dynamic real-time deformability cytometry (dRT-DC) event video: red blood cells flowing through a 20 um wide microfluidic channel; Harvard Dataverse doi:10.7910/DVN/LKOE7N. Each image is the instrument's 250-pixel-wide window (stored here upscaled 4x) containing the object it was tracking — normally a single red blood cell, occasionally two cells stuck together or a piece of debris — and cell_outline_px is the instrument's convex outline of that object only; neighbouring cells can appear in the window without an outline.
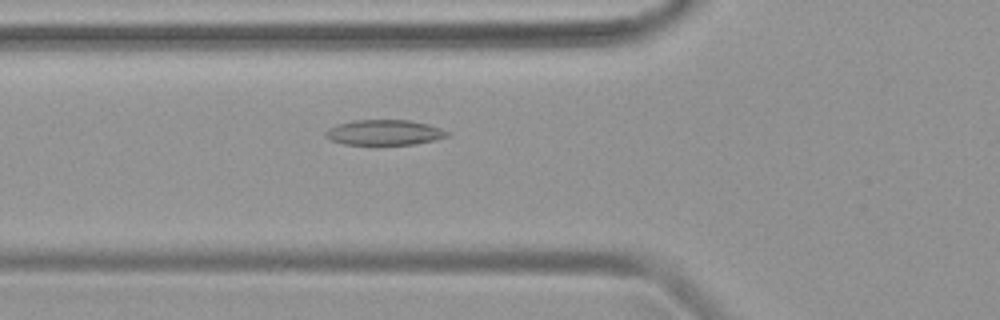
{"species": "common noctule bat (a hibernating species)", "species_latin": "Nyctalus noctula", "temperature_condition": "warm", "stored_images_in_passage": 45, "camera_frame_rate_fps": 3000, "um_per_image_px": 0.085, "animal": {"sex": "female", "body_mass_g": 19.9}, "frame": {"image": 1, "passage_image": 15, "time_ms": 4.667, "image_size_px": [1000, 320], "cell_outline_px": [[452, 132], [448, 136], [416, 144], [344, 144], [332, 140], [324, 136], [324, 132], [328, 128], [336, 124], [352, 120], [408, 120], [428, 124]], "centroid_in_image_um": [32.65, 11.25], "position_along_channel_um": 93.2, "area_um2": 17.92}}
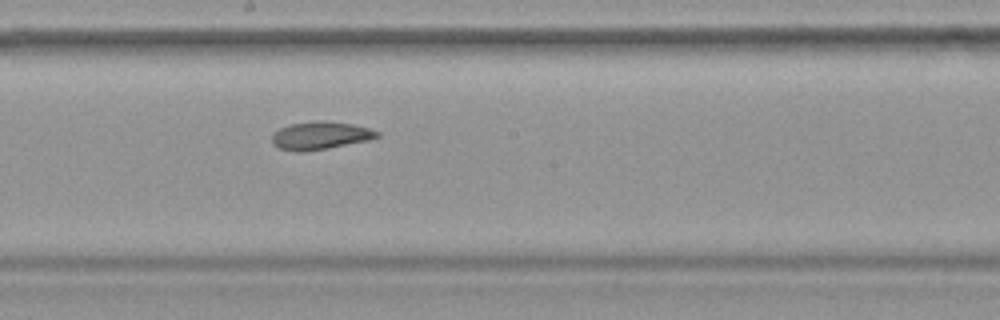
{"frame": {"image": 2, "passage_image": 24, "time_ms": 7.667, "image_size_px": [1000, 320], "cell_outline_px": [[380, 136], [368, 140], [328, 148], [304, 152], [292, 152], [280, 148], [272, 144], [272, 132], [288, 124], [316, 120], [320, 120], [352, 124], [368, 128], [380, 132]], "centroid_in_image_um": [27.18, 11.52], "position_along_channel_um": 221.0, "area_um2": 17.22}}
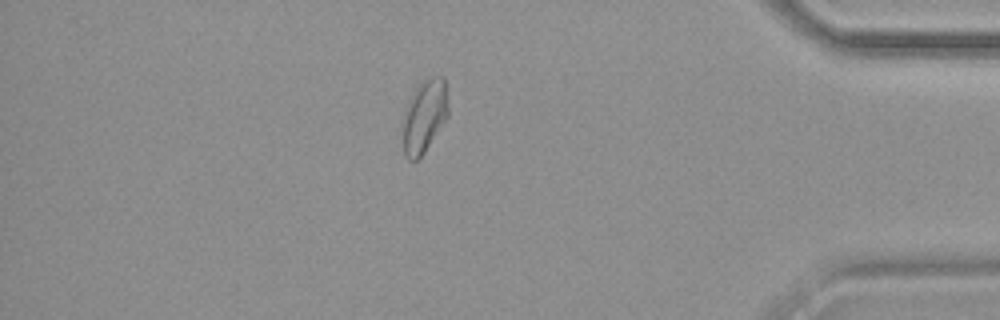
{"frame": {"image": 3, "passage_image": 39, "time_ms": 12.667, "image_size_px": [1000, 320], "cell_outline_px": [[448, 116], [424, 152], [416, 160], [408, 160], [404, 156], [400, 132], [400, 120], [408, 100], [412, 92], [420, 80], [428, 76], [444, 76], [448, 108]], "centroid_in_image_um": [35.99, 9.86], "position_along_channel_um": 399.2, "area_um2": 20.17}}